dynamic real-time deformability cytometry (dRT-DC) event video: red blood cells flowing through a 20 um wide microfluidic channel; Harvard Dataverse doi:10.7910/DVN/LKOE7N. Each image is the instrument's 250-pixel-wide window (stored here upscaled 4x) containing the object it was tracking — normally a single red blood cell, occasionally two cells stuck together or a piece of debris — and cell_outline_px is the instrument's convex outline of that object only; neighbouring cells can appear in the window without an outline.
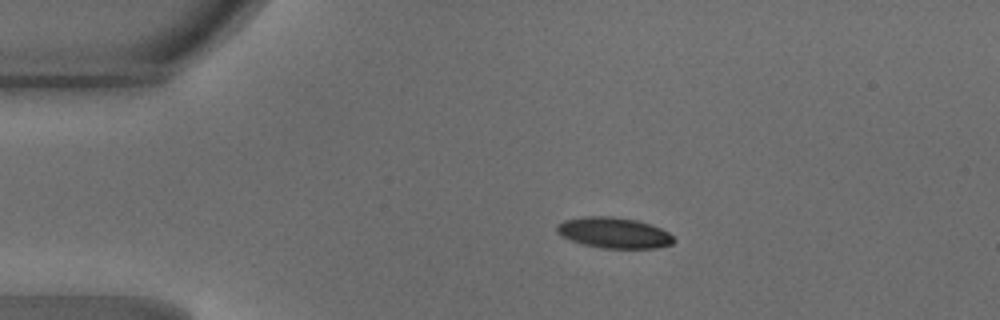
{"species": "common noctule bat (a hibernating species)", "species_latin": "Nyctalus noctula", "temperature_condition": "warm", "stored_images_in_passage": 47, "camera_frame_rate_fps": 3000, "um_per_image_px": 0.085, "animal": {"sex": "male", "body_mass_g": 18.8}, "frame": {"image": 1, "passage_image": 9, "time_ms": 2.667, "image_size_px": [1000, 320], "cell_outline_px": [[676, 240], [672, 244], [656, 248], [604, 248], [584, 244], [572, 240], [556, 232], [556, 224], [564, 220], [584, 216], [612, 216], [636, 220], [660, 228], [668, 232]], "centroid_in_image_um": [52.18, 19.78], "position_along_channel_um": 32.8, "area_um2": 20.81}}
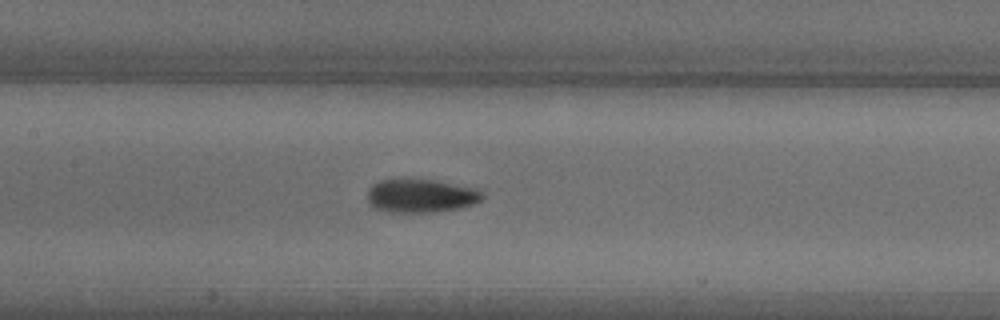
{"frame": {"image": 2, "passage_image": 22, "time_ms": 7.0, "image_size_px": [1000, 320], "cell_outline_px": [[484, 196], [480, 200], [472, 204], [456, 208], [432, 212], [384, 212], [372, 208], [368, 204], [368, 188], [372, 184], [380, 180], [396, 176], [408, 176], [440, 180], [476, 188], [484, 192]], "centroid_in_image_um": [35.69, 16.58], "position_along_channel_um": 171.7, "area_um2": 23.58}}
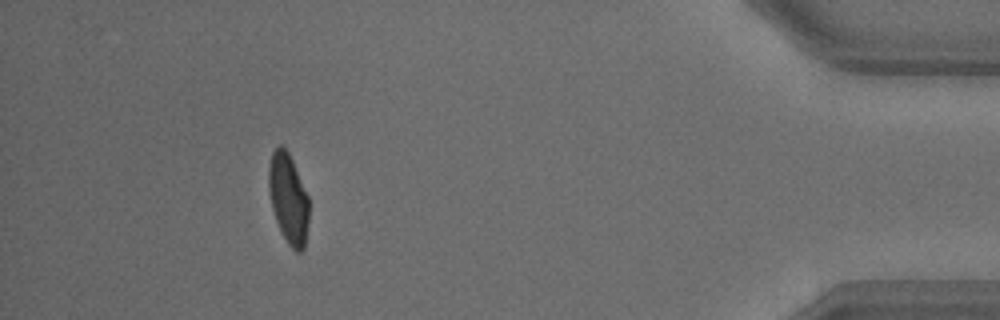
{"frame": {"image": 3, "passage_image": 43, "time_ms": 14.0, "image_size_px": [1000, 320], "cell_outline_px": [[308, 220], [304, 248], [300, 252], [296, 252], [288, 244], [276, 220], [272, 208], [268, 188], [268, 168], [272, 152], [280, 144], [288, 152], [292, 160], [308, 196]], "centroid_in_image_um": [24.5, 16.87], "position_along_channel_um": 410.7, "area_um2": 20.81}, "authors_computed_cell_mechanics": {"area_um2": 21.5016, "velocity_mm_per_s": 4.2273, "shape_relaxation_time_tau1_ms": 2.8866, "shape_relaxation_time_tau2_ms": 1.0609, "deformation_change_tau1": 0.1294, "deformation_change_tau2": 0.0615}}